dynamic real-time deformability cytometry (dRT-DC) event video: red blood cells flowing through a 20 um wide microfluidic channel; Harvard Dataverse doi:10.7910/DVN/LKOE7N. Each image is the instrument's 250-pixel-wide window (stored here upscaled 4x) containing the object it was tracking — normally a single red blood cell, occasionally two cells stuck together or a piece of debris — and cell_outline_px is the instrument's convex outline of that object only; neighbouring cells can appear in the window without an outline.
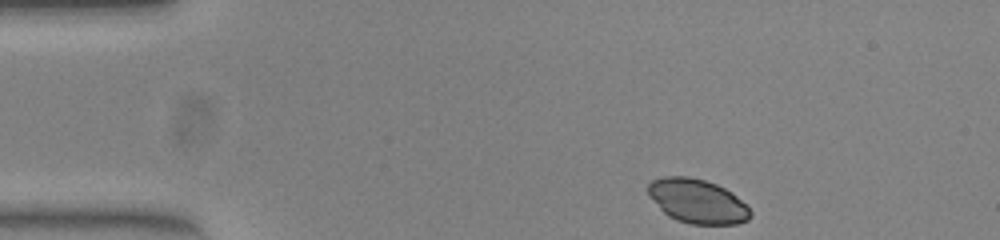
{"species": "common noctule bat (a hibernating species)", "species_latin": "Nyctalus noctula", "temperature_condition": "warm", "stored_images_in_passage": 45, "camera_frame_rate_fps": 3000, "um_per_image_px": 0.085, "animal": {"sex": "female", "body_mass_g": 23.0, "forearm_length_mm": 53.4}, "frame": {"image": 1, "passage_image": 1, "time_ms": 0.0, "image_size_px": [1000, 240], "cell_outline_px": [[752, 216], [748, 220], [736, 224], [692, 224], [676, 220], [668, 216], [648, 196], [648, 184], [652, 180], [664, 176], [688, 176], [704, 180], [716, 184], [732, 192], [752, 212]], "centroid_in_image_um": [59.26, 17.1], "position_along_channel_um": 25.7, "area_um2": 26.3}}
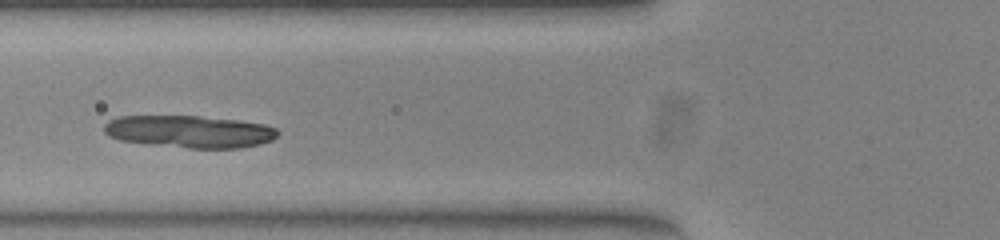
{"frame": {"image": 2, "passage_image": 13, "time_ms": 4.0, "image_size_px": [1000, 240], "cell_outline_px": [[280, 132], [272, 140], [260, 144], [240, 148], [188, 148], [152, 144], [120, 140], [108, 136], [104, 132], [104, 124], [108, 120], [120, 116], [196, 116], [236, 120], [264, 124], [276, 128]], "centroid_in_image_um": [16.11, 11.18], "position_along_channel_um": 109.7, "area_um2": 32.6}}